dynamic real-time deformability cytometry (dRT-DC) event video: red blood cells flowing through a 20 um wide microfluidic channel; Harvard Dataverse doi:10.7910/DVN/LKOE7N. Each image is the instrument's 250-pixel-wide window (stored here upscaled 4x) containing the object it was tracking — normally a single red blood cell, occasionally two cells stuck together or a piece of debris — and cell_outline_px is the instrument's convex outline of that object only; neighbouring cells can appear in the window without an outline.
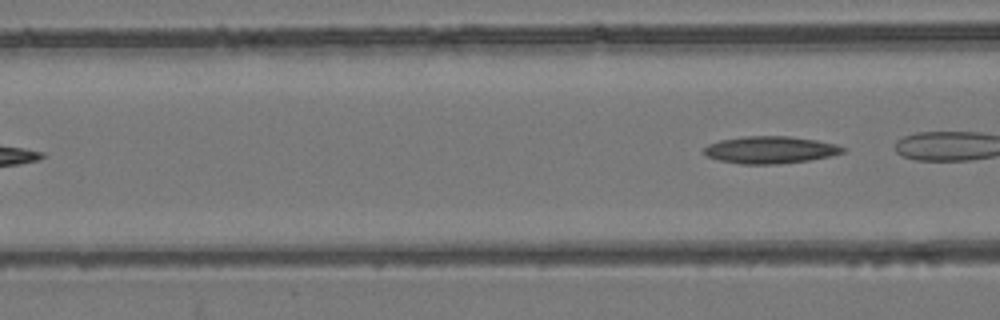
{"species": "common noctule bat (a hibernating species)", "species_latin": "Nyctalus noctula", "temperature_condition": "room temperature", "stored_images_in_passage": 3, "camera_frame_rate_fps": 3000, "um_per_image_px": 0.085, "animal": {"sex": "female", "body_mass_g": 24.6, "forearm_length_mm": 56.2}, "frame": {"image": 1, "passage_image": 3, "time_ms": 2.333, "image_size_px": [1000, 320], "cell_outline_px": [[848, 148], [844, 152], [832, 156], [808, 160], [776, 164], [740, 164], [720, 160], [704, 156], [700, 152], [708, 144], [720, 140], [744, 136], [788, 136], [816, 140], [836, 144]], "centroid_in_image_um": [65.45, 12.74], "position_along_channel_um": 101.2, "area_um2": 22.2}}